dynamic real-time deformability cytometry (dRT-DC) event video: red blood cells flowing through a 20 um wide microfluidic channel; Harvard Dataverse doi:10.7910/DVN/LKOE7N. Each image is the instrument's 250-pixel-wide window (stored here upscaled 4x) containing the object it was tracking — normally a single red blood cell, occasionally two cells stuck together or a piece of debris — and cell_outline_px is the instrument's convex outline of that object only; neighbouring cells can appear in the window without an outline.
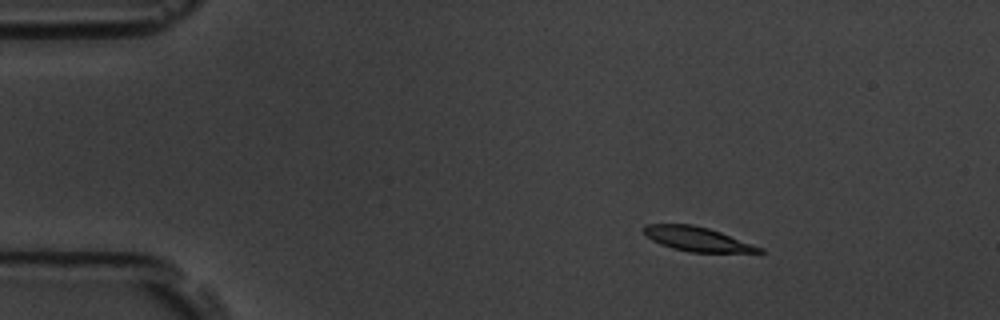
{"species": "common noctule bat (a hibernating species)", "species_latin": "Nyctalus noctula", "temperature_condition": "room temperature", "stored_images_in_passage": 4, "camera_frame_rate_fps": 3000, "um_per_image_px": 0.085, "animal": {"sex": "male", "body_mass_g": 19.5, "forearm_length_mm": 54.6}, "frame": {"image": 1, "passage_image": 2, "time_ms": 1.0, "image_size_px": [1000, 320], "cell_outline_px": [[764, 252], [692, 252], [672, 248], [660, 244], [652, 240], [644, 232], [644, 224], [692, 224], [708, 228], [720, 232], [764, 248]], "centroid_in_image_um": [59.26, 20.31], "position_along_channel_um": 25.7, "area_um2": 16.13}}